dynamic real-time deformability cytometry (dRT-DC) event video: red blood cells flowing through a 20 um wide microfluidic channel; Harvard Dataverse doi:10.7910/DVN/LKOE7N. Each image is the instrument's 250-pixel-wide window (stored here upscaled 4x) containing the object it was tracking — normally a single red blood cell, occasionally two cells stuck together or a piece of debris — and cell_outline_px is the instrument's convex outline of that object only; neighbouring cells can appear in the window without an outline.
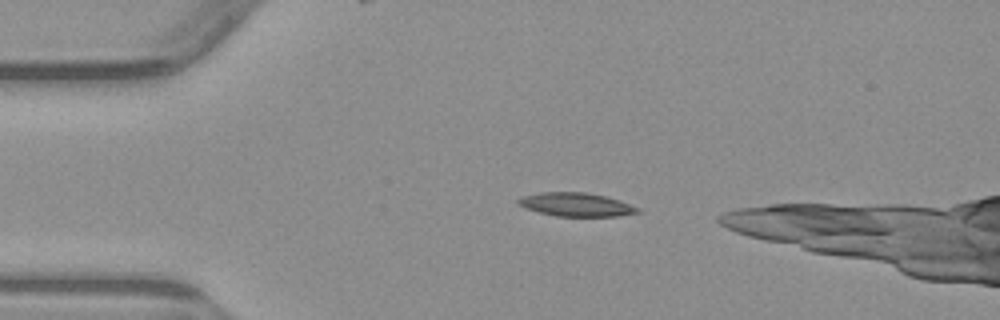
{"species": "common noctule bat (a hibernating species)", "species_latin": "Nyctalus noctula", "temperature_condition": "warm", "stored_images_in_passage": 2, "camera_frame_rate_fps": 3000, "um_per_image_px": 0.085, "animal": {"sex": "male", "body_mass_g": 23.1, "forearm_length_mm": 52.7}, "frame": {"image": 1, "passage_image": 1, "time_ms": 0.0, "image_size_px": [1000, 320], "cell_outline_px": [[644, 212], [620, 216], [556, 216], [540, 212], [516, 204], [516, 200], [520, 196], [540, 192], [584, 192], [604, 196], [620, 200], [640, 208]], "centroid_in_image_um": [49.0, 17.38], "position_along_channel_um": 36.0, "area_um2": 16.53}}